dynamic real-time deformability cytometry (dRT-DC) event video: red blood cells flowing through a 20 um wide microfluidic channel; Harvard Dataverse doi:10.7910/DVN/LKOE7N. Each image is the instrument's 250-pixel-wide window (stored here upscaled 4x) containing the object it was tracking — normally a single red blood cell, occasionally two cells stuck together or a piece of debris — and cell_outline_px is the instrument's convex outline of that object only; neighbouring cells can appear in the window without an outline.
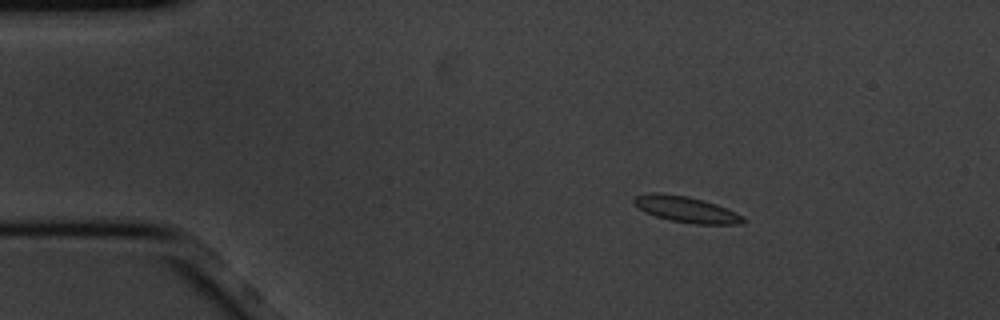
{"species": "common noctule bat (a hibernating species)", "species_latin": "Nyctalus noctula", "temperature_condition": "cold", "stored_images_in_passage": 2, "camera_frame_rate_fps": 3000, "um_per_image_px": 0.085, "animal": {"sex": "male", "body_mass_g": 20.1, "forearm_length_mm": 53.5}, "frame": {"image": 1, "passage_image": 1, "time_ms": 0.0, "image_size_px": [1000, 320], "cell_outline_px": [[748, 220], [740, 224], [692, 224], [668, 220], [644, 212], [636, 208], [632, 200], [636, 196], [652, 192], [660, 192], [688, 196], [704, 200], [716, 204], [736, 212], [744, 216]], "centroid_in_image_um": [58.32, 17.8], "position_along_channel_um": 26.7, "area_um2": 16.88}}